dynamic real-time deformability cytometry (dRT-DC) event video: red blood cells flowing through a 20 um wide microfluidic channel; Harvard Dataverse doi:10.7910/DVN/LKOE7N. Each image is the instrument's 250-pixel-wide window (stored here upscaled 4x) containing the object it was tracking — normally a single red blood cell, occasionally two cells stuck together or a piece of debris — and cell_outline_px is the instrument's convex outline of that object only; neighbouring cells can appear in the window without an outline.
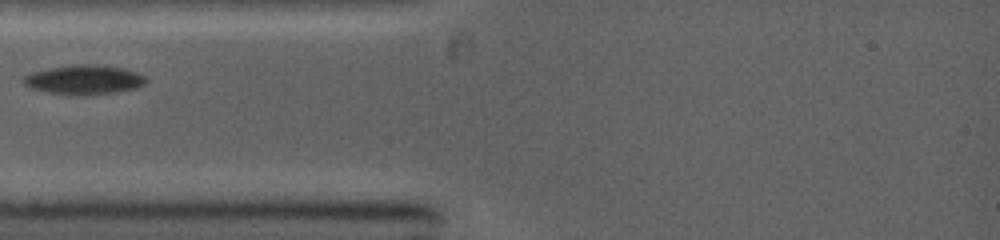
{"species": "common noctule bat (a hibernating species)", "species_latin": "Nyctalus noctula", "temperature_condition": "warm", "stored_images_in_passage": 5, "camera_frame_rate_fps": 5000, "um_per_image_px": 0.085, "animal": {"sex": "female", "body_mass_g": 19.0, "forearm_length_mm": 53.3}, "frame": {"image": 1, "passage_image": 1, "time_ms": 0.0, "image_size_px": [1000, 240], "cell_outline_px": [[148, 80], [144, 84], [136, 88], [116, 92], [80, 96], [48, 92], [32, 88], [24, 84], [20, 80], [24, 76], [32, 72], [48, 68], [76, 64], [96, 64], [124, 68], [136, 72], [144, 76]], "centroid_in_image_um": [7.14, 6.77], "position_along_channel_um": 77.9, "area_um2": 21.1}}
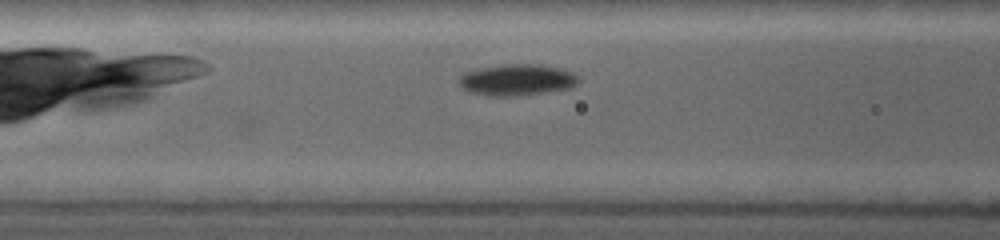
{"frame": {"image": 2, "passage_image": 3, "time_ms": 1.0, "image_size_px": [1000, 240], "cell_outline_px": [[580, 80], [576, 84], [568, 88], [520, 96], [488, 96], [468, 92], [460, 88], [460, 76], [464, 72], [500, 64], [540, 64], [560, 68], [572, 72]], "centroid_in_image_um": [43.91, 6.79], "position_along_channel_um": 122.7, "area_um2": 21.91}}